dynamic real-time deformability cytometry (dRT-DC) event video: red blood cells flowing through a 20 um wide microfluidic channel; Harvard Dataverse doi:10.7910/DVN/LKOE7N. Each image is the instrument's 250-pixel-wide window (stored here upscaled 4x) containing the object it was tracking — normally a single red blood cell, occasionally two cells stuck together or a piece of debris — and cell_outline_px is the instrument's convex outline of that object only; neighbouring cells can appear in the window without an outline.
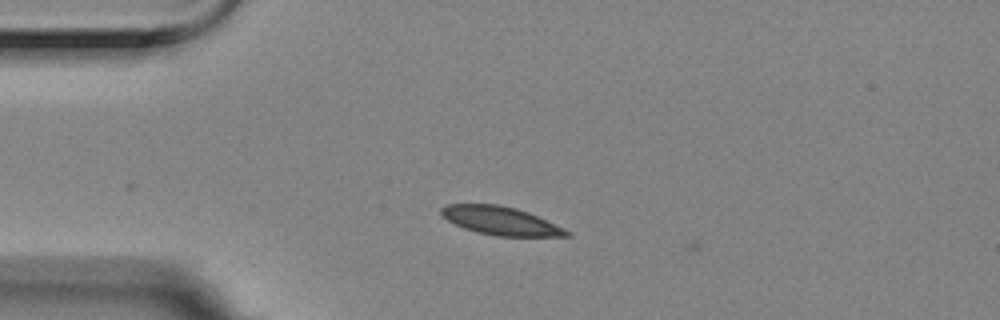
{"species": "Egyptian fruit bat (a non-hibernating species)", "species_latin": "Rousettus aegyptiacus", "temperature_condition": "room temperature", "stored_images_in_passage": 4, "camera_frame_rate_fps": 3000, "um_per_image_px": 0.085, "animal": {"sex": "female"}, "frame": {"image": 1, "passage_image": 3, "time_ms": 0.667, "image_size_px": [1000, 320], "cell_outline_px": [[572, 236], [496, 236], [476, 232], [464, 228], [448, 220], [440, 212], [440, 208], [448, 204], [500, 204], [516, 208], [528, 212], [564, 228], [572, 232]], "centroid_in_image_um": [42.57, 18.76], "position_along_channel_um": 42.4, "area_um2": 20.63}}